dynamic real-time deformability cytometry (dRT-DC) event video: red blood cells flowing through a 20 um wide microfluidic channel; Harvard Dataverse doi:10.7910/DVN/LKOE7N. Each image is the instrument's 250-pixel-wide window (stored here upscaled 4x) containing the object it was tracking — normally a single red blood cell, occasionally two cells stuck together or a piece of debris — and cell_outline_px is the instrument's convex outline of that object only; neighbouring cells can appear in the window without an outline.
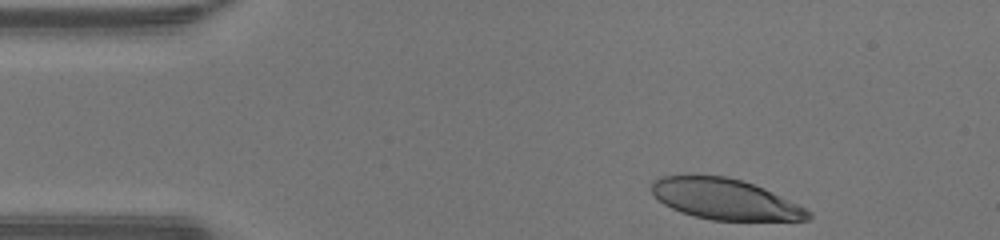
{"species": "human", "species_latin": "Homo sapiens", "temperature_condition": "warm", "stored_images_in_passage": 33, "camera_frame_rate_fps": 3000, "um_per_image_px": 0.085, "donor": {"sex": "male"}, "frame": {"image": 1, "passage_image": 1, "time_ms": 0.0, "image_size_px": [1000, 240], "cell_outline_px": [[812, 216], [808, 220], [712, 220], [680, 212], [664, 204], [652, 192], [652, 180], [660, 176], [728, 176], [764, 188], [812, 212]], "centroid_in_image_um": [61.61, 16.93], "position_along_channel_um": 23.4, "area_um2": 36.59}}
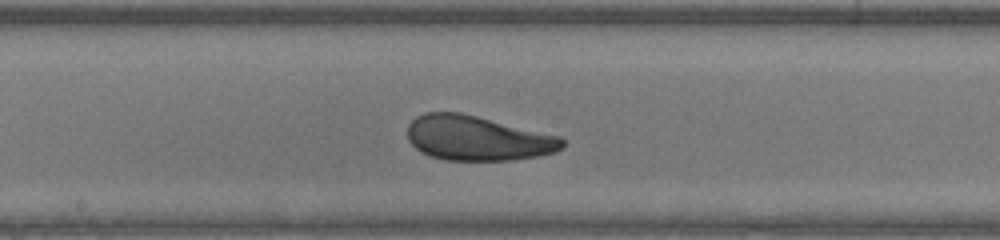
{"frame": {"image": 2, "passage_image": 19, "time_ms": 6.0, "image_size_px": [1000, 240], "cell_outline_px": [[564, 148], [556, 152], [536, 156], [512, 160], [444, 160], [428, 156], [420, 152], [408, 140], [408, 124], [416, 116], [424, 112], [460, 112], [560, 136], [564, 140]], "centroid_in_image_um": [40.56, 11.75], "position_along_channel_um": 207.6, "area_um2": 40.52}}
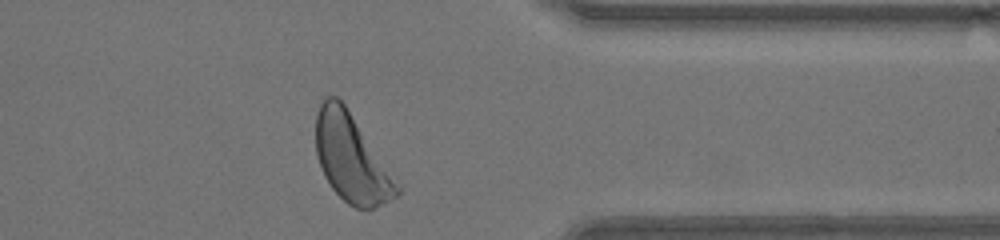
{"frame": {"image": 3, "passage_image": 32, "time_ms": 10.333, "image_size_px": [1000, 240], "cell_outline_px": [[400, 192], [396, 196], [372, 208], [356, 208], [348, 204], [332, 188], [324, 176], [316, 152], [316, 112], [320, 104], [328, 96], [336, 96], [344, 104], [400, 188]], "centroid_in_image_um": [29.81, 13.46], "position_along_channel_um": 381.6, "area_um2": 39.94}, "authors_computed_cell_mechanics": {"area_um2": 40.5178, "velocity_mm_per_s": 4.328, "shape_relaxation_time_tau1_ms": 2.4391, "shape_relaxation_time_tau2_ms": 1.1838, "deformation_change_tau1": 0.1452, "deformation_change_tau2": 0.0829}}